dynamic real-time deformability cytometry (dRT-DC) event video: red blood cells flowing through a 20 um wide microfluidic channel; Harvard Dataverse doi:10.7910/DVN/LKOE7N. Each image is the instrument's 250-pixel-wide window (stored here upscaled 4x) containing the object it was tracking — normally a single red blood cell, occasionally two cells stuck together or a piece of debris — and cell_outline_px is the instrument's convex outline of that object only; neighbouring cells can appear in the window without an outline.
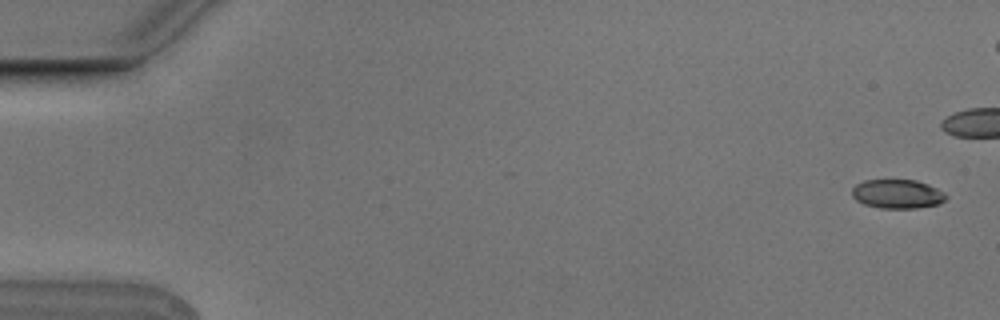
{"species": "Egyptian fruit bat (a non-hibernating species)", "species_latin": "Rousettus aegyptiacus", "temperature_condition": "cold", "stored_images_in_passage": 7, "camera_frame_rate_fps": 3000, "um_per_image_px": 0.085, "animal": {"sex": "male"}, "frame": {"image": 1, "passage_image": 1, "time_ms": 0.0, "image_size_px": [1000, 320], "cell_outline_px": [[948, 196], [940, 204], [916, 208], [880, 208], [864, 204], [856, 200], [852, 196], [852, 188], [856, 184], [864, 180], [916, 180], [928, 184], [944, 192]], "centroid_in_image_um": [76.28, 16.49], "position_along_channel_um": 8.7, "area_um2": 15.95}}